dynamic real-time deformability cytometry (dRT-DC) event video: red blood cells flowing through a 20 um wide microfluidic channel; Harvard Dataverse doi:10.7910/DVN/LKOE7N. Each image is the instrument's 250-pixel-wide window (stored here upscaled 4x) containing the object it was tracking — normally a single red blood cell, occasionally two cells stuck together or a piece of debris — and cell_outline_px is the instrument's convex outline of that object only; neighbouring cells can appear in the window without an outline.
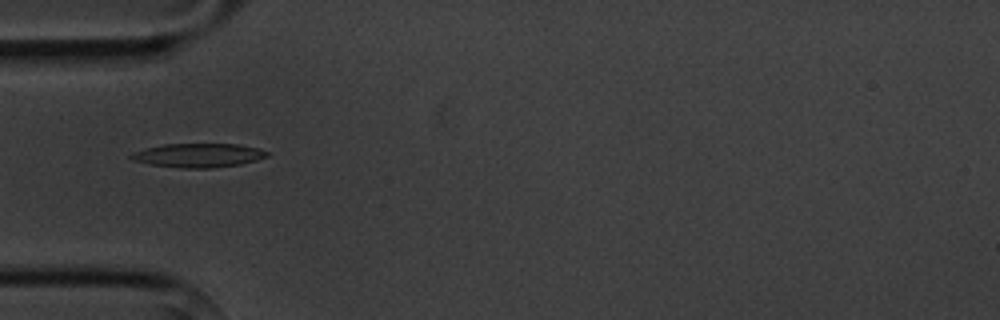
{"species": "common noctule bat (a hibernating species)", "species_latin": "Nyctalus noctula", "temperature_condition": "cold", "stored_images_in_passage": 1, "camera_frame_rate_fps": 3000, "um_per_image_px": 0.085, "animal": {"sex": "male", "body_mass_g": 20.1, "forearm_length_mm": 53.5}, "frame": {"image": 1, "passage_image": 1, "time_ms": 0.0, "image_size_px": [1000, 320], "cell_outline_px": [[268, 156], [256, 160], [240, 164], [212, 168], [180, 168], [148, 164], [132, 160], [128, 156], [132, 152], [164, 144], [236, 144], [260, 148], [268, 152]], "centroid_in_image_um": [16.85, 13.21], "position_along_channel_um": 68.2, "area_um2": 18.96}}